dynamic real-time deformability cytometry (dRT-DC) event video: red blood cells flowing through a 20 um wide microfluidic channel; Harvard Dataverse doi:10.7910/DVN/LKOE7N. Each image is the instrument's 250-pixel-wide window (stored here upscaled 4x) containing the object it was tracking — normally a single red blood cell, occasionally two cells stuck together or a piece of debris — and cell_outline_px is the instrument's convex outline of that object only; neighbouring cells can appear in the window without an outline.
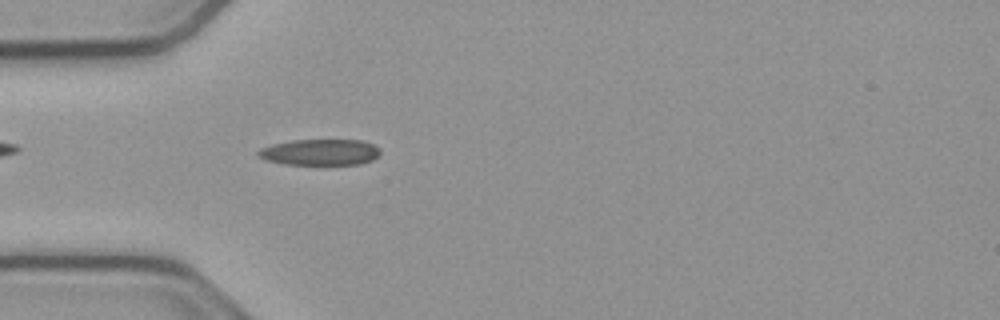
{"species": "common noctule bat (a hibernating species)", "species_latin": "Nyctalus noctula", "temperature_condition": "cold", "stored_images_in_passage": 53, "camera_frame_rate_fps": 3000, "um_per_image_px": 0.085, "animal": {"sex": "male", "body_mass_g": 23.1, "forearm_length_mm": 52.7}, "frame": {"image": 1, "passage_image": 15, "time_ms": 4.667, "image_size_px": [1000, 320], "cell_outline_px": [[380, 156], [372, 160], [360, 164], [284, 164], [264, 160], [256, 156], [256, 152], [260, 148], [272, 144], [292, 140], [360, 140], [372, 144], [380, 148]], "centroid_in_image_um": [27.18, 12.94], "position_along_channel_um": 57.8, "area_um2": 18.73}}
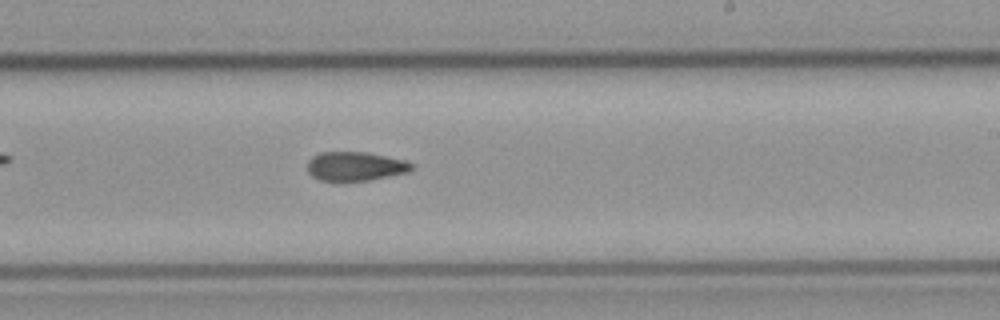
{"frame": {"image": 2, "passage_image": 31, "time_ms": 10.0, "image_size_px": [1000, 320], "cell_outline_px": [[412, 168], [408, 172], [368, 180], [320, 180], [312, 176], [308, 172], [308, 160], [312, 156], [320, 152], [368, 152], [404, 160], [412, 164]], "centroid_in_image_um": [30.17, 14.12], "position_along_channel_um": 258.8, "area_um2": 17.4}}
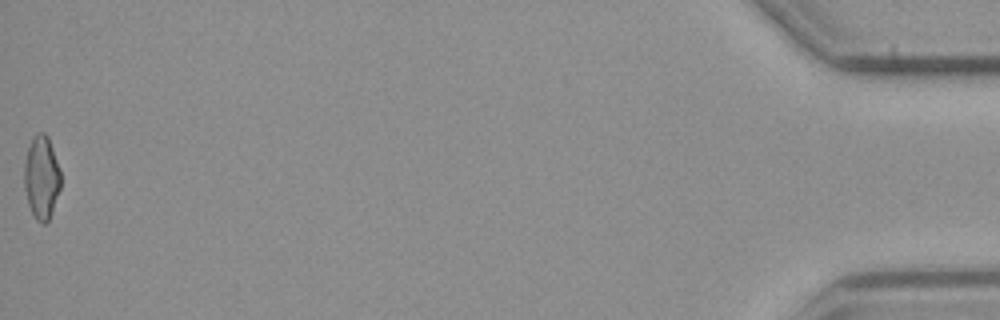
{"frame": {"image": 3, "passage_image": 53, "time_ms": 17.333, "image_size_px": [1000, 320], "cell_outline_px": [[60, 188], [52, 212], [48, 220], [44, 224], [40, 224], [36, 220], [28, 204], [24, 188], [24, 164], [28, 148], [36, 132], [44, 132], [48, 136], [60, 172]], "centroid_in_image_um": [3.51, 15.1], "position_along_channel_um": 431.7, "area_um2": 17.57}, "authors_computed_cell_mechanics": {"area_um2": 18.1492, "velocity_mm_per_s": 3.8109, "shape_relaxation_time_tau1_ms": null, "shape_relaxation_time_tau2_ms": 5.564, "deformation_change_tau1": null, "deformation_change_tau2": 0.14}}